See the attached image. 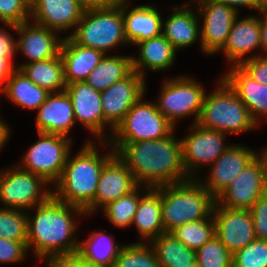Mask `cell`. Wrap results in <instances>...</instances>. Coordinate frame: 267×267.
<instances>
[{
  "label": "cell",
  "instance_id": "1",
  "mask_svg": "<svg viewBox=\"0 0 267 267\" xmlns=\"http://www.w3.org/2000/svg\"><path fill=\"white\" fill-rule=\"evenodd\" d=\"M175 130L168 136L128 144H109L126 164L139 186L156 188L177 184L191 179L183 166L181 143L175 138ZM104 143V144H103Z\"/></svg>",
  "mask_w": 267,
  "mask_h": 267
},
{
  "label": "cell",
  "instance_id": "2",
  "mask_svg": "<svg viewBox=\"0 0 267 267\" xmlns=\"http://www.w3.org/2000/svg\"><path fill=\"white\" fill-rule=\"evenodd\" d=\"M34 216L27 212V248L38 259L78 252L77 224L73 218L86 215L79 207L64 203L53 193L35 207ZM76 238V239H75Z\"/></svg>",
  "mask_w": 267,
  "mask_h": 267
},
{
  "label": "cell",
  "instance_id": "3",
  "mask_svg": "<svg viewBox=\"0 0 267 267\" xmlns=\"http://www.w3.org/2000/svg\"><path fill=\"white\" fill-rule=\"evenodd\" d=\"M95 142L88 141L76 155L71 152L53 194L64 203L86 210L94 201L103 166L116 154L110 146L107 154L98 153Z\"/></svg>",
  "mask_w": 267,
  "mask_h": 267
},
{
  "label": "cell",
  "instance_id": "4",
  "mask_svg": "<svg viewBox=\"0 0 267 267\" xmlns=\"http://www.w3.org/2000/svg\"><path fill=\"white\" fill-rule=\"evenodd\" d=\"M216 198L196 178L161 186V214L165 232L213 214Z\"/></svg>",
  "mask_w": 267,
  "mask_h": 267
},
{
  "label": "cell",
  "instance_id": "5",
  "mask_svg": "<svg viewBox=\"0 0 267 267\" xmlns=\"http://www.w3.org/2000/svg\"><path fill=\"white\" fill-rule=\"evenodd\" d=\"M218 86L203 100L198 125L225 134H238L257 128L249 109L220 77Z\"/></svg>",
  "mask_w": 267,
  "mask_h": 267
},
{
  "label": "cell",
  "instance_id": "6",
  "mask_svg": "<svg viewBox=\"0 0 267 267\" xmlns=\"http://www.w3.org/2000/svg\"><path fill=\"white\" fill-rule=\"evenodd\" d=\"M68 37L76 44L107 52L129 44L124 31L122 1L104 8L86 9Z\"/></svg>",
  "mask_w": 267,
  "mask_h": 267
},
{
  "label": "cell",
  "instance_id": "7",
  "mask_svg": "<svg viewBox=\"0 0 267 267\" xmlns=\"http://www.w3.org/2000/svg\"><path fill=\"white\" fill-rule=\"evenodd\" d=\"M142 96L116 126L109 144H128L168 136L175 127L158 110L155 102H143Z\"/></svg>",
  "mask_w": 267,
  "mask_h": 267
},
{
  "label": "cell",
  "instance_id": "8",
  "mask_svg": "<svg viewBox=\"0 0 267 267\" xmlns=\"http://www.w3.org/2000/svg\"><path fill=\"white\" fill-rule=\"evenodd\" d=\"M159 94L156 106L174 127L187 116H194L192 124L198 122L206 92L194 78L185 75L167 78Z\"/></svg>",
  "mask_w": 267,
  "mask_h": 267
},
{
  "label": "cell",
  "instance_id": "9",
  "mask_svg": "<svg viewBox=\"0 0 267 267\" xmlns=\"http://www.w3.org/2000/svg\"><path fill=\"white\" fill-rule=\"evenodd\" d=\"M48 184L42 176L19 166L10 167L0 171V202L3 208L34 210L53 193L46 188Z\"/></svg>",
  "mask_w": 267,
  "mask_h": 267
},
{
  "label": "cell",
  "instance_id": "10",
  "mask_svg": "<svg viewBox=\"0 0 267 267\" xmlns=\"http://www.w3.org/2000/svg\"><path fill=\"white\" fill-rule=\"evenodd\" d=\"M39 140L26 151L20 168L42 176L50 185L61 177L71 152L70 138L57 134L38 133Z\"/></svg>",
  "mask_w": 267,
  "mask_h": 267
},
{
  "label": "cell",
  "instance_id": "11",
  "mask_svg": "<svg viewBox=\"0 0 267 267\" xmlns=\"http://www.w3.org/2000/svg\"><path fill=\"white\" fill-rule=\"evenodd\" d=\"M189 130L191 133L180 139L182 161L187 175L196 179L199 167L212 165L231 144L226 145L227 134L221 131L207 129L197 123L192 124Z\"/></svg>",
  "mask_w": 267,
  "mask_h": 267
},
{
  "label": "cell",
  "instance_id": "12",
  "mask_svg": "<svg viewBox=\"0 0 267 267\" xmlns=\"http://www.w3.org/2000/svg\"><path fill=\"white\" fill-rule=\"evenodd\" d=\"M191 2L198 4L197 13L200 19L204 16L203 25H200L201 50L206 55L219 52L226 44L239 12L225 3L214 0H192Z\"/></svg>",
  "mask_w": 267,
  "mask_h": 267
},
{
  "label": "cell",
  "instance_id": "13",
  "mask_svg": "<svg viewBox=\"0 0 267 267\" xmlns=\"http://www.w3.org/2000/svg\"><path fill=\"white\" fill-rule=\"evenodd\" d=\"M265 179L266 168L259 154L216 198V203L229 209L250 210L263 196Z\"/></svg>",
  "mask_w": 267,
  "mask_h": 267
},
{
  "label": "cell",
  "instance_id": "14",
  "mask_svg": "<svg viewBox=\"0 0 267 267\" xmlns=\"http://www.w3.org/2000/svg\"><path fill=\"white\" fill-rule=\"evenodd\" d=\"M65 90L71 99L75 120L97 136L95 140L98 139V143L108 141L114 129L104 120L101 92L85 81L67 84ZM106 126H109L110 132L112 131L111 135L105 134Z\"/></svg>",
  "mask_w": 267,
  "mask_h": 267
},
{
  "label": "cell",
  "instance_id": "15",
  "mask_svg": "<svg viewBox=\"0 0 267 267\" xmlns=\"http://www.w3.org/2000/svg\"><path fill=\"white\" fill-rule=\"evenodd\" d=\"M146 88V79L132 71L126 78L101 92L104 120L110 127L116 128L132 106L145 96Z\"/></svg>",
  "mask_w": 267,
  "mask_h": 267
},
{
  "label": "cell",
  "instance_id": "16",
  "mask_svg": "<svg viewBox=\"0 0 267 267\" xmlns=\"http://www.w3.org/2000/svg\"><path fill=\"white\" fill-rule=\"evenodd\" d=\"M137 186L131 171L115 154L103 166L94 201L85 210V213L92 215L98 208L103 209L109 203L132 192Z\"/></svg>",
  "mask_w": 267,
  "mask_h": 267
},
{
  "label": "cell",
  "instance_id": "17",
  "mask_svg": "<svg viewBox=\"0 0 267 267\" xmlns=\"http://www.w3.org/2000/svg\"><path fill=\"white\" fill-rule=\"evenodd\" d=\"M19 36L16 40V51H20L30 63L58 57L64 38L57 32L28 21L19 25L4 24Z\"/></svg>",
  "mask_w": 267,
  "mask_h": 267
},
{
  "label": "cell",
  "instance_id": "18",
  "mask_svg": "<svg viewBox=\"0 0 267 267\" xmlns=\"http://www.w3.org/2000/svg\"><path fill=\"white\" fill-rule=\"evenodd\" d=\"M215 234L233 254L256 239L249 210L229 209L215 203Z\"/></svg>",
  "mask_w": 267,
  "mask_h": 267
},
{
  "label": "cell",
  "instance_id": "19",
  "mask_svg": "<svg viewBox=\"0 0 267 267\" xmlns=\"http://www.w3.org/2000/svg\"><path fill=\"white\" fill-rule=\"evenodd\" d=\"M258 153L245 145H231L210 167L208 178L199 182L217 198L249 164Z\"/></svg>",
  "mask_w": 267,
  "mask_h": 267
},
{
  "label": "cell",
  "instance_id": "20",
  "mask_svg": "<svg viewBox=\"0 0 267 267\" xmlns=\"http://www.w3.org/2000/svg\"><path fill=\"white\" fill-rule=\"evenodd\" d=\"M84 10L78 0H33L30 3V19L59 33L75 29Z\"/></svg>",
  "mask_w": 267,
  "mask_h": 267
},
{
  "label": "cell",
  "instance_id": "21",
  "mask_svg": "<svg viewBox=\"0 0 267 267\" xmlns=\"http://www.w3.org/2000/svg\"><path fill=\"white\" fill-rule=\"evenodd\" d=\"M36 126L38 133L68 136L76 120L73 106L66 90L50 93L37 109Z\"/></svg>",
  "mask_w": 267,
  "mask_h": 267
},
{
  "label": "cell",
  "instance_id": "22",
  "mask_svg": "<svg viewBox=\"0 0 267 267\" xmlns=\"http://www.w3.org/2000/svg\"><path fill=\"white\" fill-rule=\"evenodd\" d=\"M231 27L223 52L231 66H239L247 59L246 54L261 48L259 16H247L238 20Z\"/></svg>",
  "mask_w": 267,
  "mask_h": 267
},
{
  "label": "cell",
  "instance_id": "23",
  "mask_svg": "<svg viewBox=\"0 0 267 267\" xmlns=\"http://www.w3.org/2000/svg\"><path fill=\"white\" fill-rule=\"evenodd\" d=\"M130 0L122 1V18L128 43L138 42L161 35V14L153 4L138 5L128 10Z\"/></svg>",
  "mask_w": 267,
  "mask_h": 267
},
{
  "label": "cell",
  "instance_id": "24",
  "mask_svg": "<svg viewBox=\"0 0 267 267\" xmlns=\"http://www.w3.org/2000/svg\"><path fill=\"white\" fill-rule=\"evenodd\" d=\"M193 2H187L181 6L172 7V14L162 20L161 34L174 46L178 51L201 42L200 22L198 13L188 6ZM185 7V8H184ZM197 14V15H196ZM198 20V21H197Z\"/></svg>",
  "mask_w": 267,
  "mask_h": 267
},
{
  "label": "cell",
  "instance_id": "25",
  "mask_svg": "<svg viewBox=\"0 0 267 267\" xmlns=\"http://www.w3.org/2000/svg\"><path fill=\"white\" fill-rule=\"evenodd\" d=\"M243 101L257 125L259 119L267 118V85L258 83L239 66H232L221 77Z\"/></svg>",
  "mask_w": 267,
  "mask_h": 267
},
{
  "label": "cell",
  "instance_id": "26",
  "mask_svg": "<svg viewBox=\"0 0 267 267\" xmlns=\"http://www.w3.org/2000/svg\"><path fill=\"white\" fill-rule=\"evenodd\" d=\"M106 53L78 45L65 36L60 49L66 84L85 81Z\"/></svg>",
  "mask_w": 267,
  "mask_h": 267
},
{
  "label": "cell",
  "instance_id": "27",
  "mask_svg": "<svg viewBox=\"0 0 267 267\" xmlns=\"http://www.w3.org/2000/svg\"><path fill=\"white\" fill-rule=\"evenodd\" d=\"M136 46L139 55L137 58L132 56V69L143 78H146V69L159 72L174 64L177 50L162 34L140 41Z\"/></svg>",
  "mask_w": 267,
  "mask_h": 267
},
{
  "label": "cell",
  "instance_id": "28",
  "mask_svg": "<svg viewBox=\"0 0 267 267\" xmlns=\"http://www.w3.org/2000/svg\"><path fill=\"white\" fill-rule=\"evenodd\" d=\"M144 192L138 203L132 225L134 224L142 237L141 242L149 243L165 233L161 214V186L156 188L145 186Z\"/></svg>",
  "mask_w": 267,
  "mask_h": 267
},
{
  "label": "cell",
  "instance_id": "29",
  "mask_svg": "<svg viewBox=\"0 0 267 267\" xmlns=\"http://www.w3.org/2000/svg\"><path fill=\"white\" fill-rule=\"evenodd\" d=\"M0 92L11 100L13 104L30 110H37L50 94L46 89L33 83L19 69L13 72Z\"/></svg>",
  "mask_w": 267,
  "mask_h": 267
},
{
  "label": "cell",
  "instance_id": "30",
  "mask_svg": "<svg viewBox=\"0 0 267 267\" xmlns=\"http://www.w3.org/2000/svg\"><path fill=\"white\" fill-rule=\"evenodd\" d=\"M16 68L23 72L33 83L50 93L63 91L67 86L60 55L50 59L23 63Z\"/></svg>",
  "mask_w": 267,
  "mask_h": 267
},
{
  "label": "cell",
  "instance_id": "31",
  "mask_svg": "<svg viewBox=\"0 0 267 267\" xmlns=\"http://www.w3.org/2000/svg\"><path fill=\"white\" fill-rule=\"evenodd\" d=\"M160 267H197L196 250L186 247L170 232L151 240Z\"/></svg>",
  "mask_w": 267,
  "mask_h": 267
},
{
  "label": "cell",
  "instance_id": "32",
  "mask_svg": "<svg viewBox=\"0 0 267 267\" xmlns=\"http://www.w3.org/2000/svg\"><path fill=\"white\" fill-rule=\"evenodd\" d=\"M113 237L103 231H93L86 240L79 242L78 253L89 265L113 267L124 246L117 245Z\"/></svg>",
  "mask_w": 267,
  "mask_h": 267
},
{
  "label": "cell",
  "instance_id": "33",
  "mask_svg": "<svg viewBox=\"0 0 267 267\" xmlns=\"http://www.w3.org/2000/svg\"><path fill=\"white\" fill-rule=\"evenodd\" d=\"M132 71V56H108L106 54L85 82L95 90L102 92L115 82L126 78Z\"/></svg>",
  "mask_w": 267,
  "mask_h": 267
},
{
  "label": "cell",
  "instance_id": "34",
  "mask_svg": "<svg viewBox=\"0 0 267 267\" xmlns=\"http://www.w3.org/2000/svg\"><path fill=\"white\" fill-rule=\"evenodd\" d=\"M170 233L186 247L197 250L216 235L215 219L212 214L206 219H200L178 226Z\"/></svg>",
  "mask_w": 267,
  "mask_h": 267
},
{
  "label": "cell",
  "instance_id": "35",
  "mask_svg": "<svg viewBox=\"0 0 267 267\" xmlns=\"http://www.w3.org/2000/svg\"><path fill=\"white\" fill-rule=\"evenodd\" d=\"M140 187L144 191V186L138 185L129 194L120 197L103 208L104 215L114 226L125 228L132 225L134 214L137 211L138 203L142 197L140 196Z\"/></svg>",
  "mask_w": 267,
  "mask_h": 267
},
{
  "label": "cell",
  "instance_id": "36",
  "mask_svg": "<svg viewBox=\"0 0 267 267\" xmlns=\"http://www.w3.org/2000/svg\"><path fill=\"white\" fill-rule=\"evenodd\" d=\"M113 267H160V264L150 243L139 240L124 244Z\"/></svg>",
  "mask_w": 267,
  "mask_h": 267
},
{
  "label": "cell",
  "instance_id": "37",
  "mask_svg": "<svg viewBox=\"0 0 267 267\" xmlns=\"http://www.w3.org/2000/svg\"><path fill=\"white\" fill-rule=\"evenodd\" d=\"M233 254L215 235L196 250L197 267H232Z\"/></svg>",
  "mask_w": 267,
  "mask_h": 267
},
{
  "label": "cell",
  "instance_id": "38",
  "mask_svg": "<svg viewBox=\"0 0 267 267\" xmlns=\"http://www.w3.org/2000/svg\"><path fill=\"white\" fill-rule=\"evenodd\" d=\"M24 210L0 207V237L27 241V213Z\"/></svg>",
  "mask_w": 267,
  "mask_h": 267
},
{
  "label": "cell",
  "instance_id": "39",
  "mask_svg": "<svg viewBox=\"0 0 267 267\" xmlns=\"http://www.w3.org/2000/svg\"><path fill=\"white\" fill-rule=\"evenodd\" d=\"M232 267H267V240L255 239L234 252Z\"/></svg>",
  "mask_w": 267,
  "mask_h": 267
},
{
  "label": "cell",
  "instance_id": "40",
  "mask_svg": "<svg viewBox=\"0 0 267 267\" xmlns=\"http://www.w3.org/2000/svg\"><path fill=\"white\" fill-rule=\"evenodd\" d=\"M30 21L28 0H0V22L19 25Z\"/></svg>",
  "mask_w": 267,
  "mask_h": 267
},
{
  "label": "cell",
  "instance_id": "41",
  "mask_svg": "<svg viewBox=\"0 0 267 267\" xmlns=\"http://www.w3.org/2000/svg\"><path fill=\"white\" fill-rule=\"evenodd\" d=\"M28 251L27 241H14L0 237V264L20 262Z\"/></svg>",
  "mask_w": 267,
  "mask_h": 267
},
{
  "label": "cell",
  "instance_id": "42",
  "mask_svg": "<svg viewBox=\"0 0 267 267\" xmlns=\"http://www.w3.org/2000/svg\"><path fill=\"white\" fill-rule=\"evenodd\" d=\"M239 67L256 82L267 85V57L253 54Z\"/></svg>",
  "mask_w": 267,
  "mask_h": 267
},
{
  "label": "cell",
  "instance_id": "43",
  "mask_svg": "<svg viewBox=\"0 0 267 267\" xmlns=\"http://www.w3.org/2000/svg\"><path fill=\"white\" fill-rule=\"evenodd\" d=\"M249 211L253 218L256 239L267 240V199L261 196Z\"/></svg>",
  "mask_w": 267,
  "mask_h": 267
},
{
  "label": "cell",
  "instance_id": "44",
  "mask_svg": "<svg viewBox=\"0 0 267 267\" xmlns=\"http://www.w3.org/2000/svg\"><path fill=\"white\" fill-rule=\"evenodd\" d=\"M46 259V267H85V261L78 252L52 255Z\"/></svg>",
  "mask_w": 267,
  "mask_h": 267
},
{
  "label": "cell",
  "instance_id": "45",
  "mask_svg": "<svg viewBox=\"0 0 267 267\" xmlns=\"http://www.w3.org/2000/svg\"><path fill=\"white\" fill-rule=\"evenodd\" d=\"M3 27L0 29V53H5V56L13 60L16 55V40Z\"/></svg>",
  "mask_w": 267,
  "mask_h": 267
},
{
  "label": "cell",
  "instance_id": "46",
  "mask_svg": "<svg viewBox=\"0 0 267 267\" xmlns=\"http://www.w3.org/2000/svg\"><path fill=\"white\" fill-rule=\"evenodd\" d=\"M13 61L5 56V53H0V91L6 81L12 76L17 69Z\"/></svg>",
  "mask_w": 267,
  "mask_h": 267
},
{
  "label": "cell",
  "instance_id": "47",
  "mask_svg": "<svg viewBox=\"0 0 267 267\" xmlns=\"http://www.w3.org/2000/svg\"><path fill=\"white\" fill-rule=\"evenodd\" d=\"M78 2L85 10L92 8H104L118 3L117 0H78Z\"/></svg>",
  "mask_w": 267,
  "mask_h": 267
},
{
  "label": "cell",
  "instance_id": "48",
  "mask_svg": "<svg viewBox=\"0 0 267 267\" xmlns=\"http://www.w3.org/2000/svg\"><path fill=\"white\" fill-rule=\"evenodd\" d=\"M260 41H261V48L260 50L265 53V56L260 53L259 56L267 57V15L260 14Z\"/></svg>",
  "mask_w": 267,
  "mask_h": 267
},
{
  "label": "cell",
  "instance_id": "49",
  "mask_svg": "<svg viewBox=\"0 0 267 267\" xmlns=\"http://www.w3.org/2000/svg\"><path fill=\"white\" fill-rule=\"evenodd\" d=\"M217 2L225 3L226 5L233 7L237 11L239 10L238 7H247L256 10L257 7V0H214Z\"/></svg>",
  "mask_w": 267,
  "mask_h": 267
},
{
  "label": "cell",
  "instance_id": "50",
  "mask_svg": "<svg viewBox=\"0 0 267 267\" xmlns=\"http://www.w3.org/2000/svg\"><path fill=\"white\" fill-rule=\"evenodd\" d=\"M11 130L9 129V125H7L1 118H0V151L3 149V146L9 139V135L11 134Z\"/></svg>",
  "mask_w": 267,
  "mask_h": 267
},
{
  "label": "cell",
  "instance_id": "51",
  "mask_svg": "<svg viewBox=\"0 0 267 267\" xmlns=\"http://www.w3.org/2000/svg\"><path fill=\"white\" fill-rule=\"evenodd\" d=\"M256 10L259 11L260 14L267 15V0H257Z\"/></svg>",
  "mask_w": 267,
  "mask_h": 267
},
{
  "label": "cell",
  "instance_id": "52",
  "mask_svg": "<svg viewBox=\"0 0 267 267\" xmlns=\"http://www.w3.org/2000/svg\"><path fill=\"white\" fill-rule=\"evenodd\" d=\"M260 155L264 161L265 168H266V178H267V147L262 150V153L260 152Z\"/></svg>",
  "mask_w": 267,
  "mask_h": 267
},
{
  "label": "cell",
  "instance_id": "53",
  "mask_svg": "<svg viewBox=\"0 0 267 267\" xmlns=\"http://www.w3.org/2000/svg\"><path fill=\"white\" fill-rule=\"evenodd\" d=\"M263 197L267 199V178L265 179Z\"/></svg>",
  "mask_w": 267,
  "mask_h": 267
},
{
  "label": "cell",
  "instance_id": "54",
  "mask_svg": "<svg viewBox=\"0 0 267 267\" xmlns=\"http://www.w3.org/2000/svg\"><path fill=\"white\" fill-rule=\"evenodd\" d=\"M85 267H106V266H94V265H89L85 262Z\"/></svg>",
  "mask_w": 267,
  "mask_h": 267
}]
</instances>
